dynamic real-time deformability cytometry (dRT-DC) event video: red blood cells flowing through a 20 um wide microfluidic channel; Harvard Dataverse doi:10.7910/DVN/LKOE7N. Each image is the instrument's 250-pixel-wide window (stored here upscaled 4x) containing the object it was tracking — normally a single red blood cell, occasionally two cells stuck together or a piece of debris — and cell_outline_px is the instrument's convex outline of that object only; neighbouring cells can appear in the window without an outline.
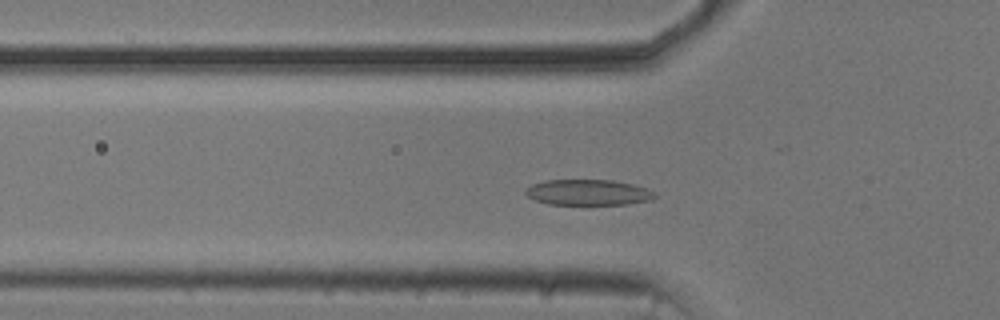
{"species": "common noctule bat (a hibernating species)", "species_latin": "Nyctalus noctula", "temperature_condition": "cold", "stored_images_in_passage": 29, "camera_frame_rate_fps": 3000, "um_per_image_px": 0.085, "animal": {"sex": "male", "body_mass_g": 20.5, "forearm_length_mm": 52.5}, "frame": {"image": 1, "passage_image": 5, "time_ms": 1.333, "image_size_px": [1000, 320], "cell_outline_px": [[656, 196], [652, 200], [628, 204], [548, 204], [536, 200], [528, 196], [524, 192], [532, 184], [548, 180], [612, 180], [632, 184], [648, 188], [656, 192]], "centroid_in_image_um": [50.05, 16.35], "position_along_channel_um": 75.8, "area_um2": 19.31}}
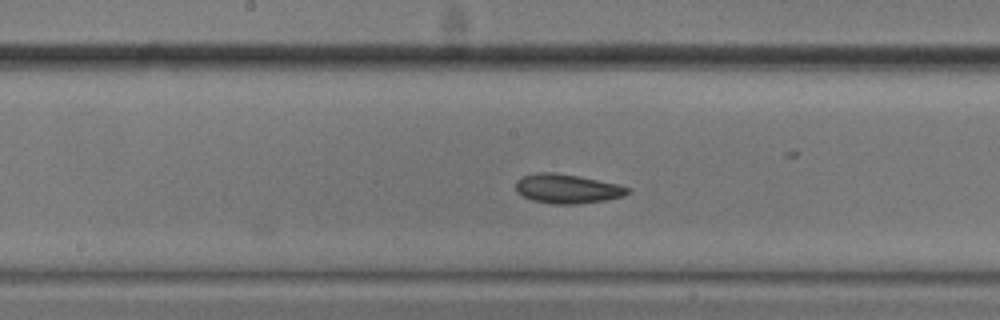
{"frame": {"image": 2, "passage_image": 15, "time_ms": 4.667, "image_size_px": [1000, 320], "cell_outline_px": [[632, 192], [624, 196], [604, 200], [576, 204], [552, 204], [532, 200], [516, 192], [516, 180], [524, 176], [536, 172], [552, 172], [580, 176], [616, 184], [632, 188]], "centroid_in_image_um": [48.22, 16.04], "position_along_channel_um": 200.0, "area_um2": 19.13}}
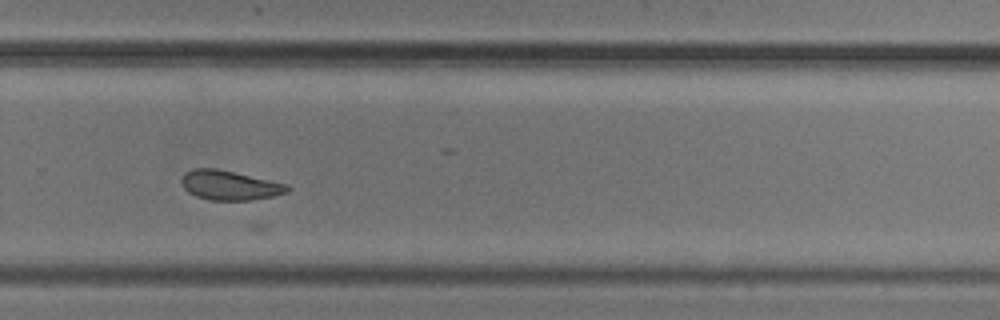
{"frame": {"image": 3, "passage_image": 24, "time_ms": 7.667, "image_size_px": [1000, 320], "cell_outline_px": [[292, 188], [288, 192], [272, 196], [252, 200], [212, 200], [196, 196], [188, 192], [184, 188], [180, 180], [184, 172], [192, 168], [216, 168], [288, 184]], "centroid_in_image_um": [19.51, 15.74], "position_along_channel_um": 310.3, "area_um2": 18.26}}